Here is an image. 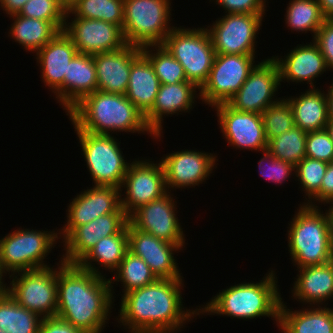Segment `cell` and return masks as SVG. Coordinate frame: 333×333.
<instances>
[{"label":"cell","mask_w":333,"mask_h":333,"mask_svg":"<svg viewBox=\"0 0 333 333\" xmlns=\"http://www.w3.org/2000/svg\"><path fill=\"white\" fill-rule=\"evenodd\" d=\"M97 90L93 55L77 53L64 75V110L67 113L83 97Z\"/></svg>","instance_id":"f546056e"},{"label":"cell","mask_w":333,"mask_h":333,"mask_svg":"<svg viewBox=\"0 0 333 333\" xmlns=\"http://www.w3.org/2000/svg\"><path fill=\"white\" fill-rule=\"evenodd\" d=\"M171 0H124L123 37L126 44L162 45L175 27ZM172 24V25H171Z\"/></svg>","instance_id":"8992f818"},{"label":"cell","mask_w":333,"mask_h":333,"mask_svg":"<svg viewBox=\"0 0 333 333\" xmlns=\"http://www.w3.org/2000/svg\"><path fill=\"white\" fill-rule=\"evenodd\" d=\"M161 157L166 187L171 192L175 189L195 188L205 183L217 168V153H208L191 149L178 150ZM216 154V155H215ZM208 178V179H207Z\"/></svg>","instance_id":"2e32d148"},{"label":"cell","mask_w":333,"mask_h":333,"mask_svg":"<svg viewBox=\"0 0 333 333\" xmlns=\"http://www.w3.org/2000/svg\"><path fill=\"white\" fill-rule=\"evenodd\" d=\"M42 319L20 306L9 293L0 297V329L6 333H38Z\"/></svg>","instance_id":"836d02e7"},{"label":"cell","mask_w":333,"mask_h":333,"mask_svg":"<svg viewBox=\"0 0 333 333\" xmlns=\"http://www.w3.org/2000/svg\"><path fill=\"white\" fill-rule=\"evenodd\" d=\"M6 275H7V273L0 266V297L4 296L6 293H8V285L5 282L6 277H4Z\"/></svg>","instance_id":"816d5d0a"},{"label":"cell","mask_w":333,"mask_h":333,"mask_svg":"<svg viewBox=\"0 0 333 333\" xmlns=\"http://www.w3.org/2000/svg\"><path fill=\"white\" fill-rule=\"evenodd\" d=\"M296 270L298 274L292 284L291 297L302 303V307L306 304L327 306L330 299L333 302V266L330 262L304 266Z\"/></svg>","instance_id":"484cf974"},{"label":"cell","mask_w":333,"mask_h":333,"mask_svg":"<svg viewBox=\"0 0 333 333\" xmlns=\"http://www.w3.org/2000/svg\"><path fill=\"white\" fill-rule=\"evenodd\" d=\"M333 200V161L328 163L320 188V205Z\"/></svg>","instance_id":"7dc6e473"},{"label":"cell","mask_w":333,"mask_h":333,"mask_svg":"<svg viewBox=\"0 0 333 333\" xmlns=\"http://www.w3.org/2000/svg\"><path fill=\"white\" fill-rule=\"evenodd\" d=\"M63 31L78 53L85 55L116 51L126 45L122 29L102 20L73 17L70 21L66 17Z\"/></svg>","instance_id":"ac0fdd59"},{"label":"cell","mask_w":333,"mask_h":333,"mask_svg":"<svg viewBox=\"0 0 333 333\" xmlns=\"http://www.w3.org/2000/svg\"><path fill=\"white\" fill-rule=\"evenodd\" d=\"M168 191L160 198L144 204L129 216V223L138 230L185 248V234L177 217V201Z\"/></svg>","instance_id":"9a60e30c"},{"label":"cell","mask_w":333,"mask_h":333,"mask_svg":"<svg viewBox=\"0 0 333 333\" xmlns=\"http://www.w3.org/2000/svg\"><path fill=\"white\" fill-rule=\"evenodd\" d=\"M78 53L72 40L60 31L52 40L35 53L39 65L42 82L53 93L55 99L64 110V75L70 61Z\"/></svg>","instance_id":"7402d4cb"},{"label":"cell","mask_w":333,"mask_h":333,"mask_svg":"<svg viewBox=\"0 0 333 333\" xmlns=\"http://www.w3.org/2000/svg\"><path fill=\"white\" fill-rule=\"evenodd\" d=\"M67 10L58 0H29L18 15L52 22L63 31Z\"/></svg>","instance_id":"60d3db41"},{"label":"cell","mask_w":333,"mask_h":333,"mask_svg":"<svg viewBox=\"0 0 333 333\" xmlns=\"http://www.w3.org/2000/svg\"><path fill=\"white\" fill-rule=\"evenodd\" d=\"M141 48L126 44L123 48L93 55L97 76V90L126 94L132 62Z\"/></svg>","instance_id":"d4e9b609"},{"label":"cell","mask_w":333,"mask_h":333,"mask_svg":"<svg viewBox=\"0 0 333 333\" xmlns=\"http://www.w3.org/2000/svg\"><path fill=\"white\" fill-rule=\"evenodd\" d=\"M38 333H83L80 329L74 327L70 322L65 321L58 316L43 318Z\"/></svg>","instance_id":"bcb514c9"},{"label":"cell","mask_w":333,"mask_h":333,"mask_svg":"<svg viewBox=\"0 0 333 333\" xmlns=\"http://www.w3.org/2000/svg\"><path fill=\"white\" fill-rule=\"evenodd\" d=\"M82 156L92 178V186H114L120 188L130 161L125 160L117 137L75 131Z\"/></svg>","instance_id":"9c48e42d"},{"label":"cell","mask_w":333,"mask_h":333,"mask_svg":"<svg viewBox=\"0 0 333 333\" xmlns=\"http://www.w3.org/2000/svg\"><path fill=\"white\" fill-rule=\"evenodd\" d=\"M272 269V270H271ZM262 280L240 282L227 286L204 305L199 307V315H219L236 319L252 320L268 317L279 325L281 293L275 269L270 268Z\"/></svg>","instance_id":"277c9868"},{"label":"cell","mask_w":333,"mask_h":333,"mask_svg":"<svg viewBox=\"0 0 333 333\" xmlns=\"http://www.w3.org/2000/svg\"><path fill=\"white\" fill-rule=\"evenodd\" d=\"M112 274L115 276L113 275L108 279L113 299L115 298V285L112 284L118 285V282L121 283L123 294L120 295L122 296L132 290L149 285L158 279L146 262L142 258L132 254L130 251L125 254L120 265Z\"/></svg>","instance_id":"d6a6232c"},{"label":"cell","mask_w":333,"mask_h":333,"mask_svg":"<svg viewBox=\"0 0 333 333\" xmlns=\"http://www.w3.org/2000/svg\"><path fill=\"white\" fill-rule=\"evenodd\" d=\"M255 54H216L207 82L199 90L209 107L228 101L244 84L255 67Z\"/></svg>","instance_id":"8fae6325"},{"label":"cell","mask_w":333,"mask_h":333,"mask_svg":"<svg viewBox=\"0 0 333 333\" xmlns=\"http://www.w3.org/2000/svg\"><path fill=\"white\" fill-rule=\"evenodd\" d=\"M71 201L66 210V224L58 229V236L62 241L77 226L85 225L99 216L114 213L120 207V188L93 185L80 191Z\"/></svg>","instance_id":"d6986e66"},{"label":"cell","mask_w":333,"mask_h":333,"mask_svg":"<svg viewBox=\"0 0 333 333\" xmlns=\"http://www.w3.org/2000/svg\"><path fill=\"white\" fill-rule=\"evenodd\" d=\"M128 215L119 207L114 213L99 216L91 222L77 226L61 243L64 263L76 264L96 243L111 235L119 234L128 223Z\"/></svg>","instance_id":"44dd1931"},{"label":"cell","mask_w":333,"mask_h":333,"mask_svg":"<svg viewBox=\"0 0 333 333\" xmlns=\"http://www.w3.org/2000/svg\"><path fill=\"white\" fill-rule=\"evenodd\" d=\"M321 13L326 19H333V0H317Z\"/></svg>","instance_id":"681fc988"},{"label":"cell","mask_w":333,"mask_h":333,"mask_svg":"<svg viewBox=\"0 0 333 333\" xmlns=\"http://www.w3.org/2000/svg\"><path fill=\"white\" fill-rule=\"evenodd\" d=\"M266 15L224 14L206 27L216 54H256L257 37ZM256 50V51H255Z\"/></svg>","instance_id":"4fadbf2b"},{"label":"cell","mask_w":333,"mask_h":333,"mask_svg":"<svg viewBox=\"0 0 333 333\" xmlns=\"http://www.w3.org/2000/svg\"><path fill=\"white\" fill-rule=\"evenodd\" d=\"M263 156L258 161V168L260 176L265 180L282 186V183L289 181L291 176L295 178V166L285 162L284 160L275 158L272 156L267 149L262 151ZM285 181V182H284Z\"/></svg>","instance_id":"b9f144b4"},{"label":"cell","mask_w":333,"mask_h":333,"mask_svg":"<svg viewBox=\"0 0 333 333\" xmlns=\"http://www.w3.org/2000/svg\"><path fill=\"white\" fill-rule=\"evenodd\" d=\"M327 132L329 133L330 135V138L332 139L333 141V120H329L327 125H326V128Z\"/></svg>","instance_id":"11a10c76"},{"label":"cell","mask_w":333,"mask_h":333,"mask_svg":"<svg viewBox=\"0 0 333 333\" xmlns=\"http://www.w3.org/2000/svg\"><path fill=\"white\" fill-rule=\"evenodd\" d=\"M330 263H331V265L333 266V249H332V254H331Z\"/></svg>","instance_id":"9f6ffc18"},{"label":"cell","mask_w":333,"mask_h":333,"mask_svg":"<svg viewBox=\"0 0 333 333\" xmlns=\"http://www.w3.org/2000/svg\"><path fill=\"white\" fill-rule=\"evenodd\" d=\"M321 90L309 88L300 95L285 97L292 107L295 126L306 133L325 129L329 121L326 94Z\"/></svg>","instance_id":"f1b7e54d"},{"label":"cell","mask_w":333,"mask_h":333,"mask_svg":"<svg viewBox=\"0 0 333 333\" xmlns=\"http://www.w3.org/2000/svg\"><path fill=\"white\" fill-rule=\"evenodd\" d=\"M58 260L56 268L53 265L9 275L8 293L20 306L42 318L56 316L57 269L64 263Z\"/></svg>","instance_id":"30bf717a"},{"label":"cell","mask_w":333,"mask_h":333,"mask_svg":"<svg viewBox=\"0 0 333 333\" xmlns=\"http://www.w3.org/2000/svg\"><path fill=\"white\" fill-rule=\"evenodd\" d=\"M256 62L258 63L250 71L244 84L227 103L237 111L262 114L268 106L282 98L276 96L281 88L276 61L271 56Z\"/></svg>","instance_id":"5bb4252c"},{"label":"cell","mask_w":333,"mask_h":333,"mask_svg":"<svg viewBox=\"0 0 333 333\" xmlns=\"http://www.w3.org/2000/svg\"><path fill=\"white\" fill-rule=\"evenodd\" d=\"M141 159L135 158L129 164L120 187V207L128 216L138 207L168 192L162 162L159 160L155 163L149 158Z\"/></svg>","instance_id":"7c38bea8"},{"label":"cell","mask_w":333,"mask_h":333,"mask_svg":"<svg viewBox=\"0 0 333 333\" xmlns=\"http://www.w3.org/2000/svg\"><path fill=\"white\" fill-rule=\"evenodd\" d=\"M305 157L327 163L333 161V141L326 129L307 132Z\"/></svg>","instance_id":"7bdbcfd3"},{"label":"cell","mask_w":333,"mask_h":333,"mask_svg":"<svg viewBox=\"0 0 333 333\" xmlns=\"http://www.w3.org/2000/svg\"><path fill=\"white\" fill-rule=\"evenodd\" d=\"M72 16L110 22L122 29L124 0H77L66 12V17Z\"/></svg>","instance_id":"d590c367"},{"label":"cell","mask_w":333,"mask_h":333,"mask_svg":"<svg viewBox=\"0 0 333 333\" xmlns=\"http://www.w3.org/2000/svg\"><path fill=\"white\" fill-rule=\"evenodd\" d=\"M29 0H0V8L7 16L18 14Z\"/></svg>","instance_id":"c3c4849f"},{"label":"cell","mask_w":333,"mask_h":333,"mask_svg":"<svg viewBox=\"0 0 333 333\" xmlns=\"http://www.w3.org/2000/svg\"><path fill=\"white\" fill-rule=\"evenodd\" d=\"M114 301L109 279L105 276L84 270L77 264L63 263L57 269L56 316L83 333L104 332Z\"/></svg>","instance_id":"7a4b0ae2"},{"label":"cell","mask_w":333,"mask_h":333,"mask_svg":"<svg viewBox=\"0 0 333 333\" xmlns=\"http://www.w3.org/2000/svg\"><path fill=\"white\" fill-rule=\"evenodd\" d=\"M159 87L160 81L155 74L153 65L141 53L132 62L129 83L125 94L126 97L145 116L154 105Z\"/></svg>","instance_id":"4dcf8cb0"},{"label":"cell","mask_w":333,"mask_h":333,"mask_svg":"<svg viewBox=\"0 0 333 333\" xmlns=\"http://www.w3.org/2000/svg\"><path fill=\"white\" fill-rule=\"evenodd\" d=\"M66 10H69L71 6L77 1V0H58Z\"/></svg>","instance_id":"db71d44e"},{"label":"cell","mask_w":333,"mask_h":333,"mask_svg":"<svg viewBox=\"0 0 333 333\" xmlns=\"http://www.w3.org/2000/svg\"><path fill=\"white\" fill-rule=\"evenodd\" d=\"M261 115L267 141L289 131L295 126L292 107L283 97L278 102L268 106Z\"/></svg>","instance_id":"ab89813d"},{"label":"cell","mask_w":333,"mask_h":333,"mask_svg":"<svg viewBox=\"0 0 333 333\" xmlns=\"http://www.w3.org/2000/svg\"><path fill=\"white\" fill-rule=\"evenodd\" d=\"M299 205L286 234L293 265L301 268L330 262L333 239L327 212L321 206Z\"/></svg>","instance_id":"5b68a950"},{"label":"cell","mask_w":333,"mask_h":333,"mask_svg":"<svg viewBox=\"0 0 333 333\" xmlns=\"http://www.w3.org/2000/svg\"><path fill=\"white\" fill-rule=\"evenodd\" d=\"M198 90V91H197ZM200 89L192 82L176 84H160L152 109L145 115L148 127L154 134L163 133L164 117L191 112L197 98L200 99ZM182 112V113H181Z\"/></svg>","instance_id":"cb8c5ba5"},{"label":"cell","mask_w":333,"mask_h":333,"mask_svg":"<svg viewBox=\"0 0 333 333\" xmlns=\"http://www.w3.org/2000/svg\"><path fill=\"white\" fill-rule=\"evenodd\" d=\"M306 135L301 128L293 126L289 131L269 139L267 151L275 158L296 166L306 154Z\"/></svg>","instance_id":"74e56055"},{"label":"cell","mask_w":333,"mask_h":333,"mask_svg":"<svg viewBox=\"0 0 333 333\" xmlns=\"http://www.w3.org/2000/svg\"><path fill=\"white\" fill-rule=\"evenodd\" d=\"M286 28L291 32L312 34L315 39L317 31L326 18L322 15L317 0H290L284 16Z\"/></svg>","instance_id":"e575fe53"},{"label":"cell","mask_w":333,"mask_h":333,"mask_svg":"<svg viewBox=\"0 0 333 333\" xmlns=\"http://www.w3.org/2000/svg\"><path fill=\"white\" fill-rule=\"evenodd\" d=\"M329 209L326 210L328 217H329V222H330V229H331V234H332V239H333V200L329 201Z\"/></svg>","instance_id":"f5cc1de1"},{"label":"cell","mask_w":333,"mask_h":333,"mask_svg":"<svg viewBox=\"0 0 333 333\" xmlns=\"http://www.w3.org/2000/svg\"><path fill=\"white\" fill-rule=\"evenodd\" d=\"M333 79V78H332ZM326 98H327V105H328V116L329 120H333V80L328 86L327 90H325Z\"/></svg>","instance_id":"f907efd6"},{"label":"cell","mask_w":333,"mask_h":333,"mask_svg":"<svg viewBox=\"0 0 333 333\" xmlns=\"http://www.w3.org/2000/svg\"><path fill=\"white\" fill-rule=\"evenodd\" d=\"M184 286L183 279H157L122 295L115 321L130 333L181 332L188 322L200 317L199 308L183 306Z\"/></svg>","instance_id":"6da1fadb"},{"label":"cell","mask_w":333,"mask_h":333,"mask_svg":"<svg viewBox=\"0 0 333 333\" xmlns=\"http://www.w3.org/2000/svg\"><path fill=\"white\" fill-rule=\"evenodd\" d=\"M277 327L279 328V330L282 332V333H286L279 325H277Z\"/></svg>","instance_id":"6f0895ef"},{"label":"cell","mask_w":333,"mask_h":333,"mask_svg":"<svg viewBox=\"0 0 333 333\" xmlns=\"http://www.w3.org/2000/svg\"><path fill=\"white\" fill-rule=\"evenodd\" d=\"M74 131L112 135L117 132L147 134L162 139L163 133L154 134L145 116L124 94L96 90L83 97L67 113Z\"/></svg>","instance_id":"3957f363"},{"label":"cell","mask_w":333,"mask_h":333,"mask_svg":"<svg viewBox=\"0 0 333 333\" xmlns=\"http://www.w3.org/2000/svg\"><path fill=\"white\" fill-rule=\"evenodd\" d=\"M127 232L129 251L142 258L158 279L184 278L174 257L175 252L183 251L181 247L138 230L129 222Z\"/></svg>","instance_id":"ffe728a7"},{"label":"cell","mask_w":333,"mask_h":333,"mask_svg":"<svg viewBox=\"0 0 333 333\" xmlns=\"http://www.w3.org/2000/svg\"><path fill=\"white\" fill-rule=\"evenodd\" d=\"M162 45L183 66L187 81L201 89L216 56L207 28L175 26Z\"/></svg>","instance_id":"ba28073f"},{"label":"cell","mask_w":333,"mask_h":333,"mask_svg":"<svg viewBox=\"0 0 333 333\" xmlns=\"http://www.w3.org/2000/svg\"><path fill=\"white\" fill-rule=\"evenodd\" d=\"M12 19L8 37L19 43L26 52L35 53L52 40L60 30L49 21L27 18L18 14L7 16Z\"/></svg>","instance_id":"1f68e13d"},{"label":"cell","mask_w":333,"mask_h":333,"mask_svg":"<svg viewBox=\"0 0 333 333\" xmlns=\"http://www.w3.org/2000/svg\"><path fill=\"white\" fill-rule=\"evenodd\" d=\"M225 10L224 14L265 15L267 7L263 0H212V3Z\"/></svg>","instance_id":"ee69618b"},{"label":"cell","mask_w":333,"mask_h":333,"mask_svg":"<svg viewBox=\"0 0 333 333\" xmlns=\"http://www.w3.org/2000/svg\"><path fill=\"white\" fill-rule=\"evenodd\" d=\"M58 239L57 228L52 231L21 227L11 230L0 239V266L8 275L50 267L45 260L55 244L61 243Z\"/></svg>","instance_id":"52a82bcc"},{"label":"cell","mask_w":333,"mask_h":333,"mask_svg":"<svg viewBox=\"0 0 333 333\" xmlns=\"http://www.w3.org/2000/svg\"><path fill=\"white\" fill-rule=\"evenodd\" d=\"M327 166V162L308 157H304L295 166V181H299L297 184H299L301 191L304 192L306 199L301 205L319 207L320 188Z\"/></svg>","instance_id":"8d00e7d4"},{"label":"cell","mask_w":333,"mask_h":333,"mask_svg":"<svg viewBox=\"0 0 333 333\" xmlns=\"http://www.w3.org/2000/svg\"><path fill=\"white\" fill-rule=\"evenodd\" d=\"M311 41L309 44H297L287 55L272 56L279 67L280 82L286 81L289 84L305 82L308 84L307 87L316 88L315 79L321 77L324 72L330 71L319 46L314 40Z\"/></svg>","instance_id":"603a6c76"},{"label":"cell","mask_w":333,"mask_h":333,"mask_svg":"<svg viewBox=\"0 0 333 333\" xmlns=\"http://www.w3.org/2000/svg\"><path fill=\"white\" fill-rule=\"evenodd\" d=\"M0 333H6V332H5L4 330H1V329H0Z\"/></svg>","instance_id":"680465c9"},{"label":"cell","mask_w":333,"mask_h":333,"mask_svg":"<svg viewBox=\"0 0 333 333\" xmlns=\"http://www.w3.org/2000/svg\"><path fill=\"white\" fill-rule=\"evenodd\" d=\"M128 251L126 226L119 234L100 239L76 264L84 270L107 277L106 271L110 272V274L111 272L113 273ZM101 267L102 271L99 270ZM104 269L106 270L105 274L103 273Z\"/></svg>","instance_id":"83f0119b"},{"label":"cell","mask_w":333,"mask_h":333,"mask_svg":"<svg viewBox=\"0 0 333 333\" xmlns=\"http://www.w3.org/2000/svg\"><path fill=\"white\" fill-rule=\"evenodd\" d=\"M285 303L282 298L279 326L286 333H333V307L305 306L294 310Z\"/></svg>","instance_id":"4316f807"},{"label":"cell","mask_w":333,"mask_h":333,"mask_svg":"<svg viewBox=\"0 0 333 333\" xmlns=\"http://www.w3.org/2000/svg\"><path fill=\"white\" fill-rule=\"evenodd\" d=\"M314 41L320 48L329 70L333 72V19H326L317 31Z\"/></svg>","instance_id":"f6af8a7d"},{"label":"cell","mask_w":333,"mask_h":333,"mask_svg":"<svg viewBox=\"0 0 333 333\" xmlns=\"http://www.w3.org/2000/svg\"><path fill=\"white\" fill-rule=\"evenodd\" d=\"M215 109L220 131L228 146L239 150L262 152L267 149L264 123L261 114L240 112L227 103L218 104Z\"/></svg>","instance_id":"e0dca14e"},{"label":"cell","mask_w":333,"mask_h":333,"mask_svg":"<svg viewBox=\"0 0 333 333\" xmlns=\"http://www.w3.org/2000/svg\"><path fill=\"white\" fill-rule=\"evenodd\" d=\"M141 52L153 65L160 84L186 82L183 66L169 53L163 45H148Z\"/></svg>","instance_id":"f35d334b"}]
</instances>
